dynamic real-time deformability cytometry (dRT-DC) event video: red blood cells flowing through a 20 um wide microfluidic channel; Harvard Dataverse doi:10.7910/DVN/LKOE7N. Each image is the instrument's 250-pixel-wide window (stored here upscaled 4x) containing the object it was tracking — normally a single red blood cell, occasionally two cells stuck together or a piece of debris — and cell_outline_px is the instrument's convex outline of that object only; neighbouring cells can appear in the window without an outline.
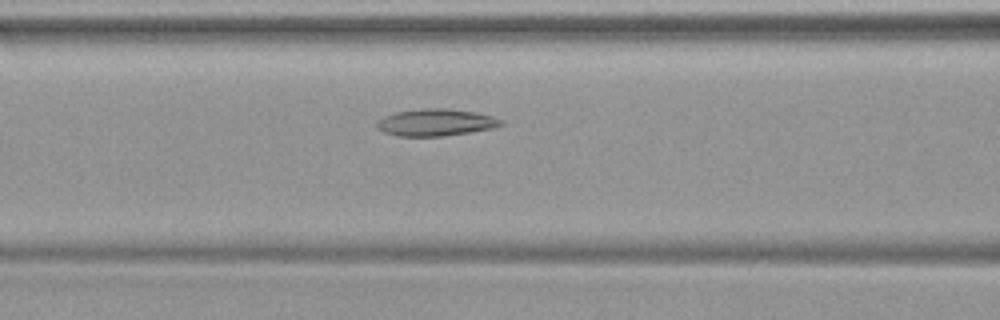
{"species": "common noctule bat (a hibernating species)", "species_latin": "Nyctalus noctula", "temperature_condition": "warm", "stored_images_in_passage": 29, "camera_frame_rate_fps": 3000, "um_per_image_px": 0.085, "animal": {"sex": "female", "body_mass_g": 19.9}, "frame": {"image": 1, "passage_image": 10, "time_ms": 3.0, "image_size_px": [1000, 320], "cell_outline_px": [[504, 124], [492, 128], [444, 136], [396, 136], [384, 132], [376, 128], [376, 120], [384, 116], [396, 112], [424, 108], [448, 108], [476, 112], [492, 116], [504, 120]], "centroid_in_image_um": [37.02, 10.4], "position_along_channel_um": 129.6, "area_um2": 19.65}}
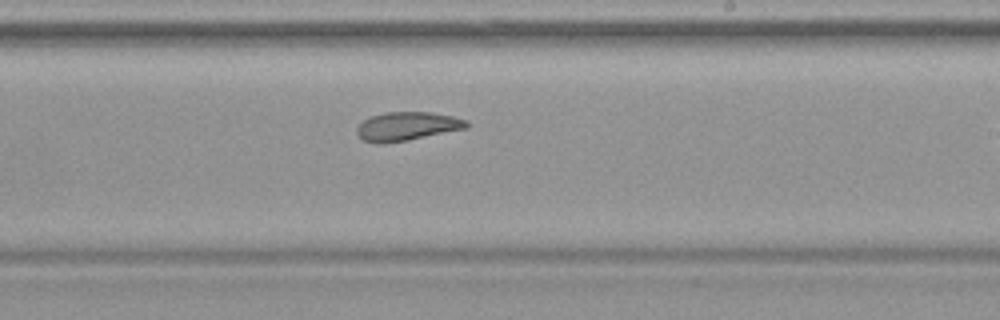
{"frame": {"image": 2, "passage_image": 19, "time_ms": 6.0, "image_size_px": [1000, 320], "cell_outline_px": [[468, 128], [408, 140], [384, 144], [376, 144], [364, 140], [356, 132], [356, 128], [364, 120], [372, 116], [388, 112], [428, 112], [452, 116], [468, 120]], "centroid_in_image_um": [34.61, 10.74], "position_along_channel_um": 254.4, "area_um2": 18.26}}
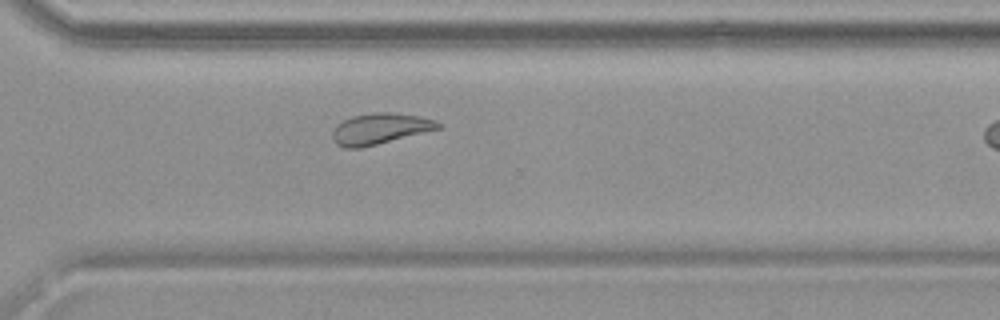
{"frame": {"image": 3, "passage_image": 25, "time_ms": 8.0, "image_size_px": [1000, 320], "cell_outline_px": [[440, 128], [360, 148], [344, 148], [336, 144], [332, 140], [332, 132], [336, 124], [352, 116], [372, 112], [396, 112], [420, 116], [432, 120], [440, 124]], "centroid_in_image_um": [32.22, 10.93], "position_along_channel_um": 338.4, "area_um2": 18.9}}